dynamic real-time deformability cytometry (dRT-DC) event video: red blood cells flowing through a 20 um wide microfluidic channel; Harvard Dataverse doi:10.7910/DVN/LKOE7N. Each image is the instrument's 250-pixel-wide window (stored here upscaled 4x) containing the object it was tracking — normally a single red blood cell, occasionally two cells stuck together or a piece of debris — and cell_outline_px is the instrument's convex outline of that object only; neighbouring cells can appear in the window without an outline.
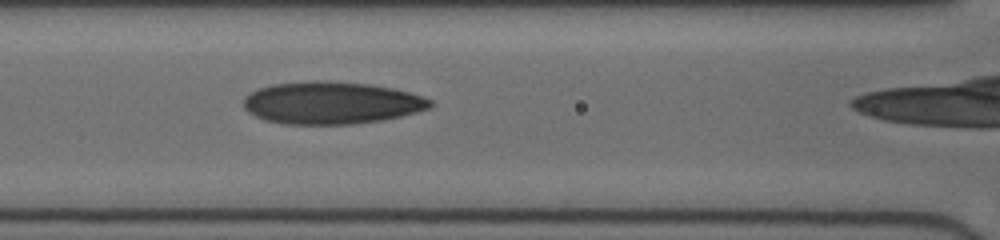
{"species": "human", "species_latin": "Homo sapiens", "temperature_condition": "cold", "stored_images_in_passage": 13, "camera_frame_rate_fps": 3000, "um_per_image_px": 0.085, "donor": {"sex": "female"}, "frame": {"image": 1, "passage_image": 12, "time_ms": 6.667, "image_size_px": [1000, 240], "cell_outline_px": [[432, 108], [384, 120], [352, 124], [284, 124], [264, 120], [248, 112], [244, 108], [244, 96], [260, 88], [272, 84], [312, 80], [316, 80], [368, 84], [392, 88], [424, 96], [432, 100]], "centroid_in_image_um": [28.18, 8.75], "position_along_channel_um": 138.4, "area_um2": 46.12}}